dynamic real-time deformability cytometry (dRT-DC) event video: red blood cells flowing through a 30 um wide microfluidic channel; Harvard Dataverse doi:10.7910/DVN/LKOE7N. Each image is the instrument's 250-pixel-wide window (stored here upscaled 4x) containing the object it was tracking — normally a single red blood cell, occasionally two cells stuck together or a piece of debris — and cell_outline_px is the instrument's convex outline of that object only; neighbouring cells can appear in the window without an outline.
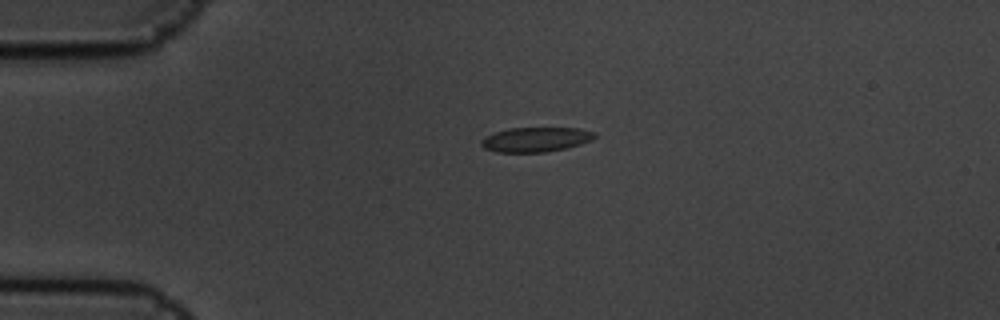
{"species": "common noctule bat (a hibernating species)", "species_latin": "Nyctalus noctula", "temperature_condition": "cold", "stored_images_in_passage": 2, "camera_frame_rate_fps": 3000, "um_per_image_px": 0.085, "animal": {"sex": "male", "body_mass_g": 19.5, "forearm_length_mm": 54.6}, "frame": {"image": 1, "passage_image": 1, "time_ms": 0.0, "image_size_px": [1000, 320], "cell_outline_px": [[596, 136], [592, 140], [568, 148], [544, 152], [496, 152], [484, 148], [480, 144], [480, 140], [484, 136], [492, 132], [508, 128], [580, 128], [596, 132]], "centroid_in_image_um": [45.51, 11.85], "position_along_channel_um": 39.5, "area_um2": 16.53}}